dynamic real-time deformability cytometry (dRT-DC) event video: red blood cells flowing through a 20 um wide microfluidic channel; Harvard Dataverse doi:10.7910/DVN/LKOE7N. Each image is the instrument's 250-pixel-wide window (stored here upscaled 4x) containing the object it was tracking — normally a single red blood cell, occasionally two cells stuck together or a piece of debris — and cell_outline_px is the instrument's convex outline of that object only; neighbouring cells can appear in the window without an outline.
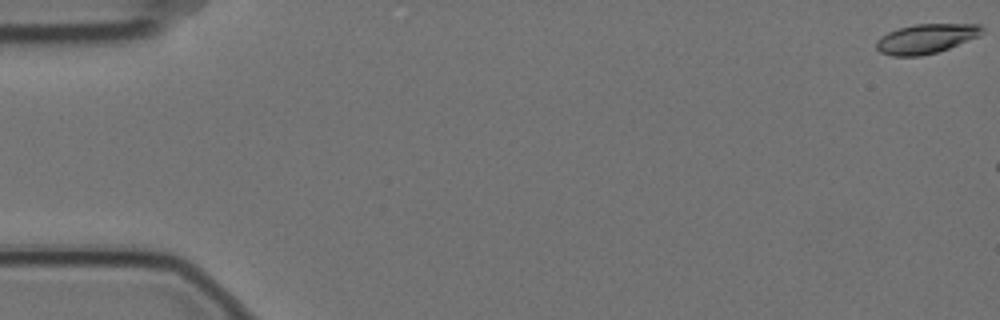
{"species": "Egyptian fruit bat (a non-hibernating species)", "species_latin": "Rousettus aegyptiacus", "temperature_condition": "cold", "stored_images_in_passage": 7, "camera_frame_rate_fps": 3000, "um_per_image_px": 0.085, "animal": {"sex": "female"}, "frame": {"image": 1, "passage_image": 1, "time_ms": 0.0, "image_size_px": [1000, 320], "cell_outline_px": [[984, 32], [980, 36], [948, 48], [936, 52], [920, 56], [892, 56], [880, 52], [876, 48], [876, 40], [880, 36], [888, 32], [900, 28], [916, 24], [980, 24], [984, 28]], "centroid_in_image_um": [78.72, 3.28], "position_along_channel_um": 6.3, "area_um2": 18.21}}